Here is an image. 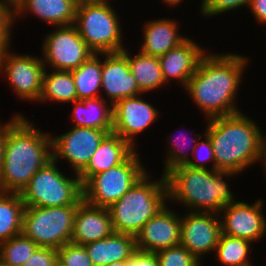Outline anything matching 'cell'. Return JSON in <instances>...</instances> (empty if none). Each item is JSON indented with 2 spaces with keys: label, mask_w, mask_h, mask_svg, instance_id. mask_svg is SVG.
<instances>
[{
  "label": "cell",
  "mask_w": 266,
  "mask_h": 266,
  "mask_svg": "<svg viewBox=\"0 0 266 266\" xmlns=\"http://www.w3.org/2000/svg\"><path fill=\"white\" fill-rule=\"evenodd\" d=\"M134 54L129 48L122 52L127 56L130 71L136 79L137 85L143 94L154 92L161 88L168 87L162 76V70L157 56L143 54L136 50ZM133 54V55H132Z\"/></svg>",
  "instance_id": "cell-25"
},
{
  "label": "cell",
  "mask_w": 266,
  "mask_h": 266,
  "mask_svg": "<svg viewBox=\"0 0 266 266\" xmlns=\"http://www.w3.org/2000/svg\"><path fill=\"white\" fill-rule=\"evenodd\" d=\"M71 128V129H70ZM57 136L51 134L52 159L68 163L70 172L79 175L88 165L103 138L112 131L74 127ZM53 134V135H52Z\"/></svg>",
  "instance_id": "cell-12"
},
{
  "label": "cell",
  "mask_w": 266,
  "mask_h": 266,
  "mask_svg": "<svg viewBox=\"0 0 266 266\" xmlns=\"http://www.w3.org/2000/svg\"><path fill=\"white\" fill-rule=\"evenodd\" d=\"M57 254L66 266H94L84 245L66 243L57 249Z\"/></svg>",
  "instance_id": "cell-35"
},
{
  "label": "cell",
  "mask_w": 266,
  "mask_h": 266,
  "mask_svg": "<svg viewBox=\"0 0 266 266\" xmlns=\"http://www.w3.org/2000/svg\"><path fill=\"white\" fill-rule=\"evenodd\" d=\"M101 57V97L103 99L114 105L124 98L143 94L130 71L128 58L122 51L101 54Z\"/></svg>",
  "instance_id": "cell-17"
},
{
  "label": "cell",
  "mask_w": 266,
  "mask_h": 266,
  "mask_svg": "<svg viewBox=\"0 0 266 266\" xmlns=\"http://www.w3.org/2000/svg\"><path fill=\"white\" fill-rule=\"evenodd\" d=\"M197 43L191 36L166 54L159 56V63L165 84L170 88L171 82H177L183 89L195 73L202 56L208 51L207 47Z\"/></svg>",
  "instance_id": "cell-18"
},
{
  "label": "cell",
  "mask_w": 266,
  "mask_h": 266,
  "mask_svg": "<svg viewBox=\"0 0 266 266\" xmlns=\"http://www.w3.org/2000/svg\"><path fill=\"white\" fill-rule=\"evenodd\" d=\"M2 122L0 118V174L2 171L3 158H4V143L6 140V133H7V121H2Z\"/></svg>",
  "instance_id": "cell-40"
},
{
  "label": "cell",
  "mask_w": 266,
  "mask_h": 266,
  "mask_svg": "<svg viewBox=\"0 0 266 266\" xmlns=\"http://www.w3.org/2000/svg\"><path fill=\"white\" fill-rule=\"evenodd\" d=\"M107 266H125V261L114 262V263L109 264Z\"/></svg>",
  "instance_id": "cell-43"
},
{
  "label": "cell",
  "mask_w": 266,
  "mask_h": 266,
  "mask_svg": "<svg viewBox=\"0 0 266 266\" xmlns=\"http://www.w3.org/2000/svg\"><path fill=\"white\" fill-rule=\"evenodd\" d=\"M140 94L124 98L113 105L112 132L128 141L135 149L138 135L146 132L155 122L160 120V109L151 101H146Z\"/></svg>",
  "instance_id": "cell-13"
},
{
  "label": "cell",
  "mask_w": 266,
  "mask_h": 266,
  "mask_svg": "<svg viewBox=\"0 0 266 266\" xmlns=\"http://www.w3.org/2000/svg\"><path fill=\"white\" fill-rule=\"evenodd\" d=\"M221 233L219 214L182 211L180 244L203 264L204 258L215 253Z\"/></svg>",
  "instance_id": "cell-14"
},
{
  "label": "cell",
  "mask_w": 266,
  "mask_h": 266,
  "mask_svg": "<svg viewBox=\"0 0 266 266\" xmlns=\"http://www.w3.org/2000/svg\"><path fill=\"white\" fill-rule=\"evenodd\" d=\"M254 120L245 112L205 120L217 171L241 176L260 163L266 180L265 131Z\"/></svg>",
  "instance_id": "cell-2"
},
{
  "label": "cell",
  "mask_w": 266,
  "mask_h": 266,
  "mask_svg": "<svg viewBox=\"0 0 266 266\" xmlns=\"http://www.w3.org/2000/svg\"><path fill=\"white\" fill-rule=\"evenodd\" d=\"M251 58L230 51L208 50L185 87L192 102L206 120L242 112L237 98Z\"/></svg>",
  "instance_id": "cell-1"
},
{
  "label": "cell",
  "mask_w": 266,
  "mask_h": 266,
  "mask_svg": "<svg viewBox=\"0 0 266 266\" xmlns=\"http://www.w3.org/2000/svg\"><path fill=\"white\" fill-rule=\"evenodd\" d=\"M247 10H250L257 24L266 25V0H251Z\"/></svg>",
  "instance_id": "cell-39"
},
{
  "label": "cell",
  "mask_w": 266,
  "mask_h": 266,
  "mask_svg": "<svg viewBox=\"0 0 266 266\" xmlns=\"http://www.w3.org/2000/svg\"><path fill=\"white\" fill-rule=\"evenodd\" d=\"M94 266L128 261L137 250L135 236L113 232L110 236L84 245Z\"/></svg>",
  "instance_id": "cell-23"
},
{
  "label": "cell",
  "mask_w": 266,
  "mask_h": 266,
  "mask_svg": "<svg viewBox=\"0 0 266 266\" xmlns=\"http://www.w3.org/2000/svg\"><path fill=\"white\" fill-rule=\"evenodd\" d=\"M13 47L0 58V75L8 82L20 102L38 103L42 92L45 65L42 57L19 54Z\"/></svg>",
  "instance_id": "cell-10"
},
{
  "label": "cell",
  "mask_w": 266,
  "mask_h": 266,
  "mask_svg": "<svg viewBox=\"0 0 266 266\" xmlns=\"http://www.w3.org/2000/svg\"><path fill=\"white\" fill-rule=\"evenodd\" d=\"M234 177L238 174L177 166L166 174L169 202L184 211L219 214L224 206L238 200L229 183Z\"/></svg>",
  "instance_id": "cell-4"
},
{
  "label": "cell",
  "mask_w": 266,
  "mask_h": 266,
  "mask_svg": "<svg viewBox=\"0 0 266 266\" xmlns=\"http://www.w3.org/2000/svg\"><path fill=\"white\" fill-rule=\"evenodd\" d=\"M71 72L74 79L78 100L101 97V54L94 53L77 69L71 70Z\"/></svg>",
  "instance_id": "cell-27"
},
{
  "label": "cell",
  "mask_w": 266,
  "mask_h": 266,
  "mask_svg": "<svg viewBox=\"0 0 266 266\" xmlns=\"http://www.w3.org/2000/svg\"><path fill=\"white\" fill-rule=\"evenodd\" d=\"M9 119L0 191L21 193L32 176L52 160L51 134L20 112H14Z\"/></svg>",
  "instance_id": "cell-3"
},
{
  "label": "cell",
  "mask_w": 266,
  "mask_h": 266,
  "mask_svg": "<svg viewBox=\"0 0 266 266\" xmlns=\"http://www.w3.org/2000/svg\"><path fill=\"white\" fill-rule=\"evenodd\" d=\"M254 203L235 201L219 212L222 233L248 240L254 245L266 236V216L264 199ZM264 211V212H263Z\"/></svg>",
  "instance_id": "cell-15"
},
{
  "label": "cell",
  "mask_w": 266,
  "mask_h": 266,
  "mask_svg": "<svg viewBox=\"0 0 266 266\" xmlns=\"http://www.w3.org/2000/svg\"><path fill=\"white\" fill-rule=\"evenodd\" d=\"M114 232L108 208L88 204L78 205L71 243L85 245L110 236Z\"/></svg>",
  "instance_id": "cell-21"
},
{
  "label": "cell",
  "mask_w": 266,
  "mask_h": 266,
  "mask_svg": "<svg viewBox=\"0 0 266 266\" xmlns=\"http://www.w3.org/2000/svg\"><path fill=\"white\" fill-rule=\"evenodd\" d=\"M111 0L79 3L76 20L79 35L95 54L117 53L124 45L123 25L120 14Z\"/></svg>",
  "instance_id": "cell-6"
},
{
  "label": "cell",
  "mask_w": 266,
  "mask_h": 266,
  "mask_svg": "<svg viewBox=\"0 0 266 266\" xmlns=\"http://www.w3.org/2000/svg\"><path fill=\"white\" fill-rule=\"evenodd\" d=\"M78 3L75 0H20L14 10V25L28 16L53 27L73 25ZM28 15V16H27Z\"/></svg>",
  "instance_id": "cell-19"
},
{
  "label": "cell",
  "mask_w": 266,
  "mask_h": 266,
  "mask_svg": "<svg viewBox=\"0 0 266 266\" xmlns=\"http://www.w3.org/2000/svg\"><path fill=\"white\" fill-rule=\"evenodd\" d=\"M66 174L53 159L40 168L20 193L25 207L79 205L83 201L80 178Z\"/></svg>",
  "instance_id": "cell-7"
},
{
  "label": "cell",
  "mask_w": 266,
  "mask_h": 266,
  "mask_svg": "<svg viewBox=\"0 0 266 266\" xmlns=\"http://www.w3.org/2000/svg\"><path fill=\"white\" fill-rule=\"evenodd\" d=\"M41 43L40 54L45 69L71 71L94 54L74 24L53 27Z\"/></svg>",
  "instance_id": "cell-11"
},
{
  "label": "cell",
  "mask_w": 266,
  "mask_h": 266,
  "mask_svg": "<svg viewBox=\"0 0 266 266\" xmlns=\"http://www.w3.org/2000/svg\"><path fill=\"white\" fill-rule=\"evenodd\" d=\"M24 209L20 193L0 191V243L22 233Z\"/></svg>",
  "instance_id": "cell-28"
},
{
  "label": "cell",
  "mask_w": 266,
  "mask_h": 266,
  "mask_svg": "<svg viewBox=\"0 0 266 266\" xmlns=\"http://www.w3.org/2000/svg\"><path fill=\"white\" fill-rule=\"evenodd\" d=\"M182 128L183 132L181 130L180 133L176 132L173 133V135L166 136L167 142H164L165 144L167 143L166 151L164 152L166 155L163 156L164 158L162 161V168H164L162 170L163 175H166L170 170L177 166L185 165L191 158L192 151L194 150L197 141L205 133V130L201 131V134L196 133V137H194V134L192 136V134L189 133L190 137L188 132H185L186 129H184V127Z\"/></svg>",
  "instance_id": "cell-30"
},
{
  "label": "cell",
  "mask_w": 266,
  "mask_h": 266,
  "mask_svg": "<svg viewBox=\"0 0 266 266\" xmlns=\"http://www.w3.org/2000/svg\"><path fill=\"white\" fill-rule=\"evenodd\" d=\"M151 175L147 171L108 207L114 232L136 236L144 224L169 203L166 175L161 173L159 179Z\"/></svg>",
  "instance_id": "cell-5"
},
{
  "label": "cell",
  "mask_w": 266,
  "mask_h": 266,
  "mask_svg": "<svg viewBox=\"0 0 266 266\" xmlns=\"http://www.w3.org/2000/svg\"><path fill=\"white\" fill-rule=\"evenodd\" d=\"M265 137V156H266V133L264 134Z\"/></svg>",
  "instance_id": "cell-46"
},
{
  "label": "cell",
  "mask_w": 266,
  "mask_h": 266,
  "mask_svg": "<svg viewBox=\"0 0 266 266\" xmlns=\"http://www.w3.org/2000/svg\"><path fill=\"white\" fill-rule=\"evenodd\" d=\"M136 149L123 163L91 176L83 185V200L108 208L117 202L147 171Z\"/></svg>",
  "instance_id": "cell-8"
},
{
  "label": "cell",
  "mask_w": 266,
  "mask_h": 266,
  "mask_svg": "<svg viewBox=\"0 0 266 266\" xmlns=\"http://www.w3.org/2000/svg\"><path fill=\"white\" fill-rule=\"evenodd\" d=\"M77 93L71 71L45 69L40 104H70L77 101Z\"/></svg>",
  "instance_id": "cell-26"
},
{
  "label": "cell",
  "mask_w": 266,
  "mask_h": 266,
  "mask_svg": "<svg viewBox=\"0 0 266 266\" xmlns=\"http://www.w3.org/2000/svg\"><path fill=\"white\" fill-rule=\"evenodd\" d=\"M78 205L25 207L22 234L39 247L59 249L71 242Z\"/></svg>",
  "instance_id": "cell-9"
},
{
  "label": "cell",
  "mask_w": 266,
  "mask_h": 266,
  "mask_svg": "<svg viewBox=\"0 0 266 266\" xmlns=\"http://www.w3.org/2000/svg\"><path fill=\"white\" fill-rule=\"evenodd\" d=\"M20 0H0V5L8 6L12 9H14Z\"/></svg>",
  "instance_id": "cell-42"
},
{
  "label": "cell",
  "mask_w": 266,
  "mask_h": 266,
  "mask_svg": "<svg viewBox=\"0 0 266 266\" xmlns=\"http://www.w3.org/2000/svg\"><path fill=\"white\" fill-rule=\"evenodd\" d=\"M201 6L200 11L198 15H200L201 18L205 17L212 18L216 16L226 15L230 12V14H233L232 12H235L237 10H241L242 7L248 8L250 5L251 0H200Z\"/></svg>",
  "instance_id": "cell-33"
},
{
  "label": "cell",
  "mask_w": 266,
  "mask_h": 266,
  "mask_svg": "<svg viewBox=\"0 0 266 266\" xmlns=\"http://www.w3.org/2000/svg\"><path fill=\"white\" fill-rule=\"evenodd\" d=\"M38 247L21 233L0 243V262L6 266H23Z\"/></svg>",
  "instance_id": "cell-31"
},
{
  "label": "cell",
  "mask_w": 266,
  "mask_h": 266,
  "mask_svg": "<svg viewBox=\"0 0 266 266\" xmlns=\"http://www.w3.org/2000/svg\"><path fill=\"white\" fill-rule=\"evenodd\" d=\"M78 4L79 3H84V2H99V1H104V0H75Z\"/></svg>",
  "instance_id": "cell-44"
},
{
  "label": "cell",
  "mask_w": 266,
  "mask_h": 266,
  "mask_svg": "<svg viewBox=\"0 0 266 266\" xmlns=\"http://www.w3.org/2000/svg\"><path fill=\"white\" fill-rule=\"evenodd\" d=\"M191 157L185 165L199 169L216 170L213 146L205 133L197 141Z\"/></svg>",
  "instance_id": "cell-34"
},
{
  "label": "cell",
  "mask_w": 266,
  "mask_h": 266,
  "mask_svg": "<svg viewBox=\"0 0 266 266\" xmlns=\"http://www.w3.org/2000/svg\"><path fill=\"white\" fill-rule=\"evenodd\" d=\"M185 0H161L160 2L164 5L169 6V8H175L181 6V3H184Z\"/></svg>",
  "instance_id": "cell-41"
},
{
  "label": "cell",
  "mask_w": 266,
  "mask_h": 266,
  "mask_svg": "<svg viewBox=\"0 0 266 266\" xmlns=\"http://www.w3.org/2000/svg\"><path fill=\"white\" fill-rule=\"evenodd\" d=\"M142 24H144L142 27L143 37H141L143 40L139 43V50L143 54L159 57L189 37L180 31V21L178 22L173 18L160 17L159 19L147 20Z\"/></svg>",
  "instance_id": "cell-20"
},
{
  "label": "cell",
  "mask_w": 266,
  "mask_h": 266,
  "mask_svg": "<svg viewBox=\"0 0 266 266\" xmlns=\"http://www.w3.org/2000/svg\"><path fill=\"white\" fill-rule=\"evenodd\" d=\"M71 110V126L112 131L113 105L102 97L77 100Z\"/></svg>",
  "instance_id": "cell-24"
},
{
  "label": "cell",
  "mask_w": 266,
  "mask_h": 266,
  "mask_svg": "<svg viewBox=\"0 0 266 266\" xmlns=\"http://www.w3.org/2000/svg\"><path fill=\"white\" fill-rule=\"evenodd\" d=\"M14 26V10L0 5V58L13 47L12 30L16 28Z\"/></svg>",
  "instance_id": "cell-36"
},
{
  "label": "cell",
  "mask_w": 266,
  "mask_h": 266,
  "mask_svg": "<svg viewBox=\"0 0 266 266\" xmlns=\"http://www.w3.org/2000/svg\"><path fill=\"white\" fill-rule=\"evenodd\" d=\"M136 149L119 135L108 133L100 142L87 167L78 175L83 185L91 176L123 163Z\"/></svg>",
  "instance_id": "cell-22"
},
{
  "label": "cell",
  "mask_w": 266,
  "mask_h": 266,
  "mask_svg": "<svg viewBox=\"0 0 266 266\" xmlns=\"http://www.w3.org/2000/svg\"><path fill=\"white\" fill-rule=\"evenodd\" d=\"M156 255L159 266H201L203 264L181 244L160 250Z\"/></svg>",
  "instance_id": "cell-32"
},
{
  "label": "cell",
  "mask_w": 266,
  "mask_h": 266,
  "mask_svg": "<svg viewBox=\"0 0 266 266\" xmlns=\"http://www.w3.org/2000/svg\"><path fill=\"white\" fill-rule=\"evenodd\" d=\"M57 258V249L38 247L23 266H53Z\"/></svg>",
  "instance_id": "cell-37"
},
{
  "label": "cell",
  "mask_w": 266,
  "mask_h": 266,
  "mask_svg": "<svg viewBox=\"0 0 266 266\" xmlns=\"http://www.w3.org/2000/svg\"><path fill=\"white\" fill-rule=\"evenodd\" d=\"M125 266H159L156 253L136 250Z\"/></svg>",
  "instance_id": "cell-38"
},
{
  "label": "cell",
  "mask_w": 266,
  "mask_h": 266,
  "mask_svg": "<svg viewBox=\"0 0 266 266\" xmlns=\"http://www.w3.org/2000/svg\"><path fill=\"white\" fill-rule=\"evenodd\" d=\"M53 266H66V265L57 258Z\"/></svg>",
  "instance_id": "cell-45"
},
{
  "label": "cell",
  "mask_w": 266,
  "mask_h": 266,
  "mask_svg": "<svg viewBox=\"0 0 266 266\" xmlns=\"http://www.w3.org/2000/svg\"><path fill=\"white\" fill-rule=\"evenodd\" d=\"M170 208L169 202L136 234L137 250L156 253L180 244L181 213Z\"/></svg>",
  "instance_id": "cell-16"
},
{
  "label": "cell",
  "mask_w": 266,
  "mask_h": 266,
  "mask_svg": "<svg viewBox=\"0 0 266 266\" xmlns=\"http://www.w3.org/2000/svg\"><path fill=\"white\" fill-rule=\"evenodd\" d=\"M253 246L248 240L221 233L213 260H216L218 265L221 263L220 266H254L251 261Z\"/></svg>",
  "instance_id": "cell-29"
}]
</instances>
